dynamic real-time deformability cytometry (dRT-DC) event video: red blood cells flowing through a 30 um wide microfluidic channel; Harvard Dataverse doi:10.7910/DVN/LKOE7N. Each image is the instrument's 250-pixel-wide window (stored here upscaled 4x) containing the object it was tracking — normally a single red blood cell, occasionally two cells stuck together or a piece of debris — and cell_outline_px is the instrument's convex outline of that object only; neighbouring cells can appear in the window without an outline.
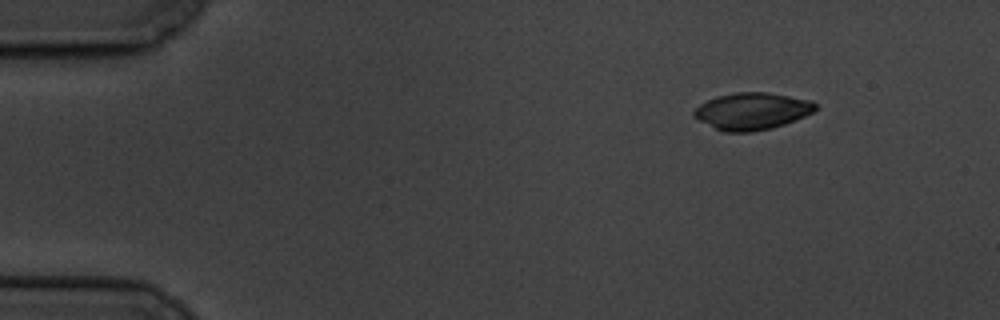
{"species": "common noctule bat (a hibernating species)", "species_latin": "Nyctalus noctula", "temperature_condition": "cold", "stored_images_in_passage": 5, "camera_frame_rate_fps": 3000, "um_per_image_px": 0.085, "animal": {"sex": "male", "body_mass_g": 19.5, "forearm_length_mm": 54.6}, "frame": {"image": 1, "passage_image": 1, "time_ms": 0.0, "image_size_px": [1000, 320], "cell_outline_px": [[816, 108], [812, 112], [804, 116], [784, 124], [772, 128], [752, 132], [724, 132], [692, 116], [692, 112], [700, 104], [716, 96], [736, 92], [768, 92], [812, 100], [816, 104]], "centroid_in_image_um": [63.92, 9.44], "position_along_channel_um": 21.1, "area_um2": 26.07}}
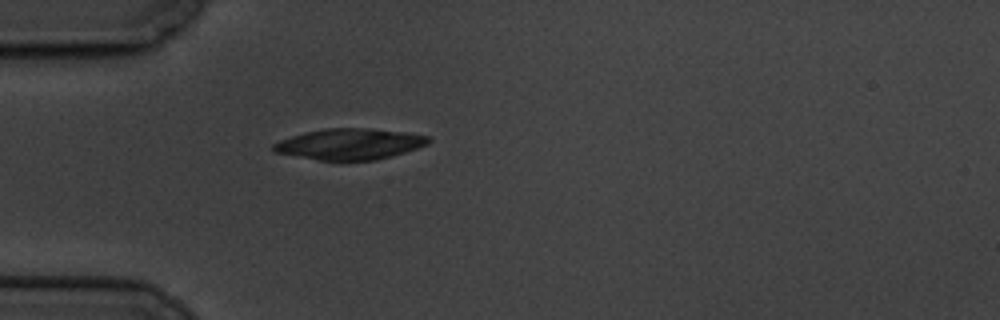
{"frame": {"image": 2, "passage_image": 4, "time_ms": 3.333, "image_size_px": [1000, 320], "cell_outline_px": [[432, 140], [428, 144], [392, 156], [376, 160], [320, 160], [272, 152], [272, 144], [280, 140], [304, 132], [324, 128], [368, 128], [404, 132], [428, 136]], "centroid_in_image_um": [29.7, 12.24], "position_along_channel_um": 55.3, "area_um2": 27.92}}